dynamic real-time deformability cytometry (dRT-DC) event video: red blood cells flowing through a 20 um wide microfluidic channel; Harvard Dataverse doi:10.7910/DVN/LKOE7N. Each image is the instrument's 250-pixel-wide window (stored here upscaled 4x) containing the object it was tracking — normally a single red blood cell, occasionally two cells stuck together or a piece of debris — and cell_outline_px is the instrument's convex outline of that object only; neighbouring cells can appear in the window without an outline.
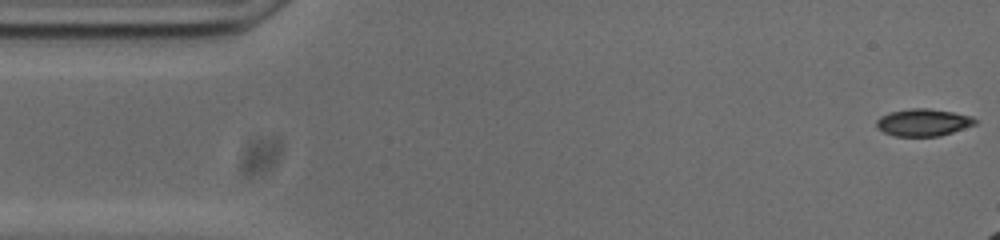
{"species": "common noctule bat (a hibernating species)", "species_latin": "Nyctalus noctula", "temperature_condition": "cold", "stored_images_in_passage": 14, "camera_frame_rate_fps": 3000, "um_per_image_px": 0.085, "animal": {"sex": "male", "body_mass_g": 20.0, "forearm_length_mm": 53.3}, "frame": {"image": 1, "passage_image": 1, "time_ms": 0.0, "image_size_px": [1000, 240], "cell_outline_px": [[976, 124], [940, 136], [896, 136], [884, 132], [876, 128], [876, 120], [880, 116], [888, 112], [912, 108], [928, 108], [952, 112], [972, 116], [976, 120]], "centroid_in_image_um": [78.44, 10.4], "position_along_channel_um": 6.6, "area_um2": 15.66}}
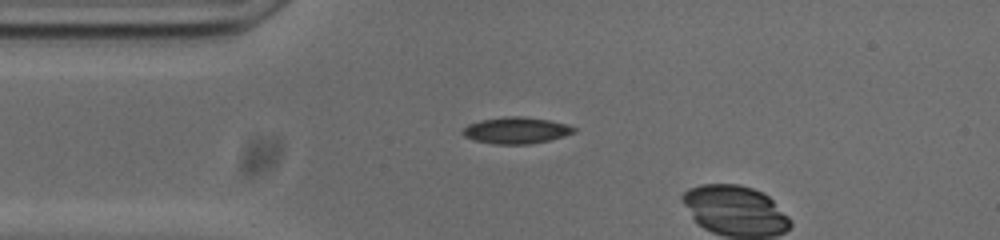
{"frame": {"image": 2, "passage_image": 12, "time_ms": 3.667, "image_size_px": [1000, 240], "cell_outline_px": [[576, 132], [564, 136], [548, 140], [528, 144], [496, 144], [476, 140], [464, 136], [460, 132], [468, 124], [480, 120], [504, 116], [520, 116], [548, 120], [568, 124], [576, 128]], "centroid_in_image_um": [43.87, 11.07], "position_along_channel_um": 41.1, "area_um2": 17.11}}